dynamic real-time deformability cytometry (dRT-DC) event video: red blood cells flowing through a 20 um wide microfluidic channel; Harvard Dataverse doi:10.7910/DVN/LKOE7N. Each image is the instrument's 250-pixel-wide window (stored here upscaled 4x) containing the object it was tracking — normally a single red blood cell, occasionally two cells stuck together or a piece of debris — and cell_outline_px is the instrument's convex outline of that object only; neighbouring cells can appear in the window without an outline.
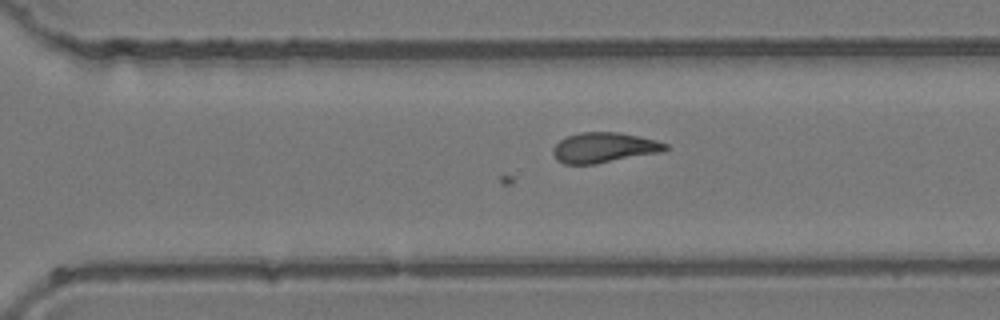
{"species": "common noctule bat (a hibernating species)", "species_latin": "Nyctalus noctula", "temperature_condition": "room temperature", "stored_images_in_passage": 49, "camera_frame_rate_fps": 3000, "um_per_image_px": 0.085, "animal": {"sex": "female", "body_mass_g": 24.6, "forearm_length_mm": 56.2}, "frame": {"image": 1, "passage_image": 33, "time_ms": 10.667, "image_size_px": [1000, 320], "cell_outline_px": [[668, 148], [664, 152], [596, 164], [564, 164], [556, 160], [552, 152], [552, 148], [560, 140], [568, 136], [580, 132], [620, 132], [656, 140], [668, 144]], "centroid_in_image_um": [51.36, 12.55], "position_along_channel_um": 319.2, "area_um2": 20.0}}